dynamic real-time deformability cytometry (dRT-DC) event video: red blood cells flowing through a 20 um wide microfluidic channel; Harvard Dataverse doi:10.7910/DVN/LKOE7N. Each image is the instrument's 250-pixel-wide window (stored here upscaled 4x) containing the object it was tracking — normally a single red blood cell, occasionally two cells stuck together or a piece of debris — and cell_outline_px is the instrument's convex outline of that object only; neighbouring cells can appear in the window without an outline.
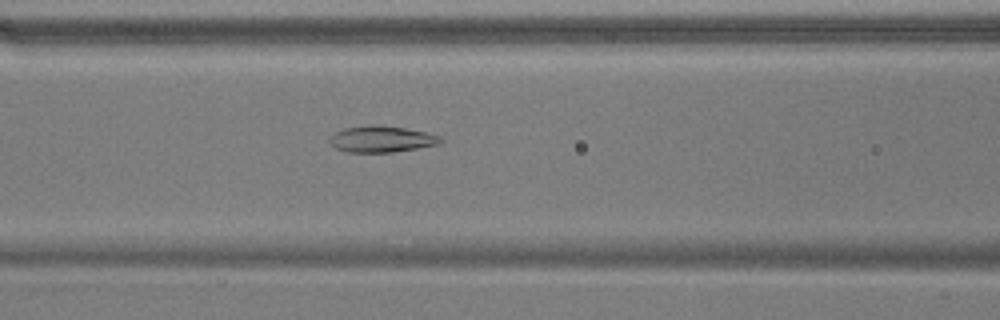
{"species": "common noctule bat (a hibernating species)", "species_latin": "Nyctalus noctula", "temperature_condition": "warm", "stored_images_in_passage": 38, "camera_frame_rate_fps": 3000, "um_per_image_px": 0.085, "animal": {"sex": "male", "body_mass_g": 17.9}, "frame": {"image": 1, "passage_image": 7, "time_ms": 2.0, "image_size_px": [1000, 320], "cell_outline_px": [[444, 140], [440, 144], [392, 152], [348, 152], [336, 148], [328, 140], [328, 136], [344, 128], [372, 124], [404, 128], [424, 132], [440, 136]], "centroid_in_image_um": [32.41, 11.82], "position_along_channel_um": 134.2, "area_um2": 16.94}}
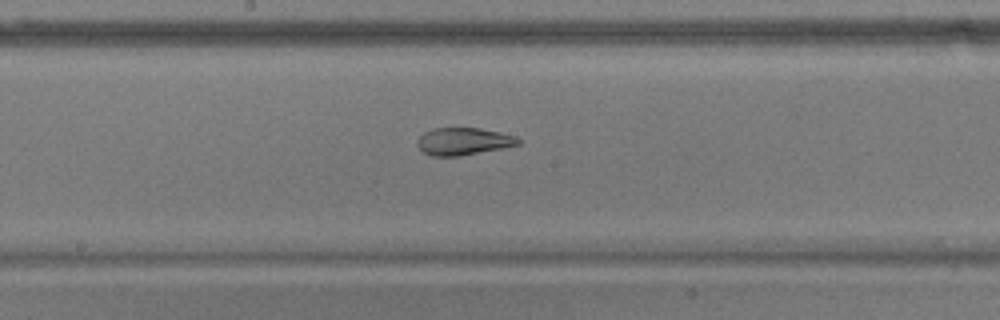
{"frame": {"image": 2, "passage_image": 13, "time_ms": 4.0, "image_size_px": [1000, 320], "cell_outline_px": [[520, 144], [504, 148], [460, 156], [432, 156], [424, 152], [416, 144], [416, 140], [424, 132], [432, 128], [480, 128], [500, 132], [516, 136], [520, 140]], "centroid_in_image_um": [39.39, 12.01], "position_along_channel_um": 208.8, "area_um2": 16.18}}
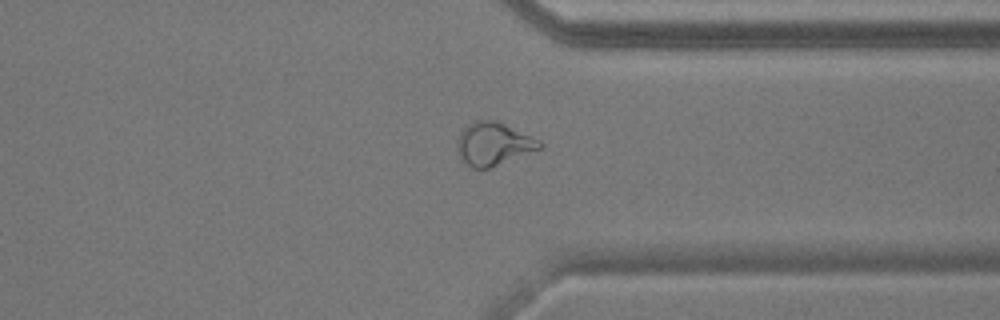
{"frame": {"image": 3, "passage_image": 26, "time_ms": 8.333, "image_size_px": [1000, 320], "cell_outline_px": [[544, 148], [488, 168], [472, 168], [460, 156], [456, 148], [456, 140], [460, 132], [468, 124], [476, 120], [492, 120], [504, 124], [540, 140], [544, 144]], "centroid_in_image_um": [41.95, 12.23], "position_along_channel_um": 369.4, "area_um2": 20.52}, "authors_computed_cell_mechanics": {"area_um2": 18.207, "velocity_mm_per_s": 3.7281, "shape_relaxation_time_tau1_ms": null, "shape_relaxation_time_tau2_ms": 1.4575, "deformation_change_tau1": null, "deformation_change_tau2": 0.06}}